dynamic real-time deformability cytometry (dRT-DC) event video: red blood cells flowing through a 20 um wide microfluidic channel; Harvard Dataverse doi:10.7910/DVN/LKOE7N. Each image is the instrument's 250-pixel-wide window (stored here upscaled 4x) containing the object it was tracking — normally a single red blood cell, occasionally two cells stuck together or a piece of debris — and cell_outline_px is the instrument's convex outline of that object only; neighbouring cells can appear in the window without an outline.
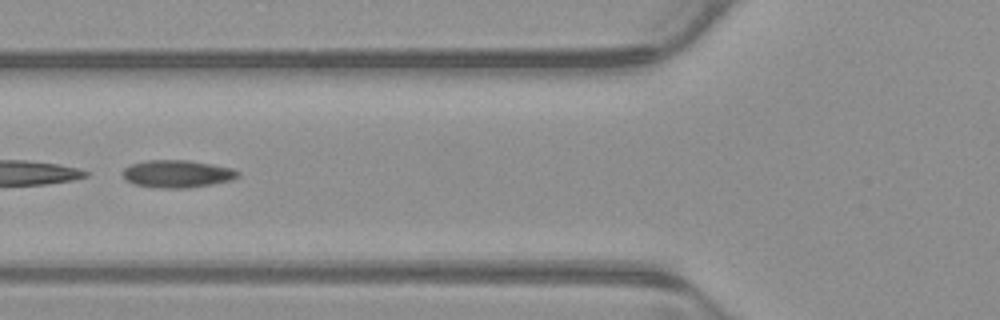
{"species": "common noctule bat (a hibernating species)", "species_latin": "Nyctalus noctula", "temperature_condition": "warm", "stored_images_in_passage": 18, "camera_frame_rate_fps": 3000, "um_per_image_px": 0.085, "animal": {"sex": "male", "body_mass_g": 23.1, "forearm_length_mm": 52.7}, "frame": {"image": 1, "passage_image": 8, "time_ms": 2.333, "image_size_px": [1000, 320], "cell_outline_px": [[240, 176], [232, 180], [212, 184], [188, 188], [156, 188], [132, 184], [124, 180], [124, 168], [132, 164], [148, 160], [188, 160], [212, 164], [232, 168], [240, 172]], "centroid_in_image_um": [15.07, 14.78], "position_along_channel_um": 110.7, "area_um2": 18.61}}
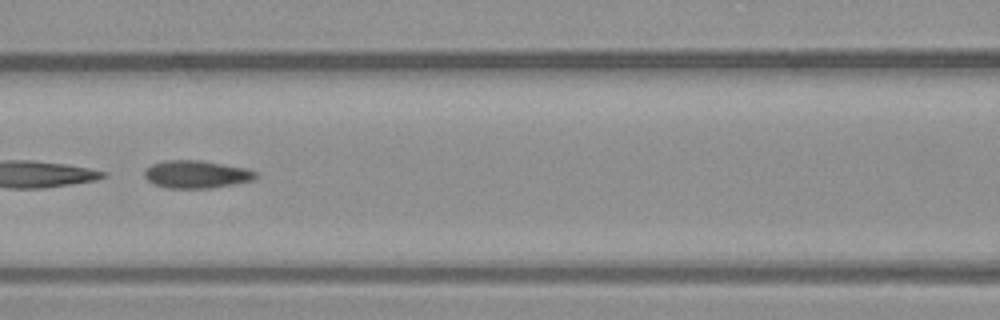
{"frame": {"image": 2, "passage_image": 11, "time_ms": 3.333, "image_size_px": [1000, 320], "cell_outline_px": [[256, 176], [252, 180], [212, 188], [168, 188], [156, 184], [148, 180], [144, 176], [144, 172], [152, 164], [164, 160], [200, 160], [248, 168], [256, 172]], "centroid_in_image_um": [16.7, 14.81], "position_along_channel_um": 149.9, "area_um2": 17.8}}